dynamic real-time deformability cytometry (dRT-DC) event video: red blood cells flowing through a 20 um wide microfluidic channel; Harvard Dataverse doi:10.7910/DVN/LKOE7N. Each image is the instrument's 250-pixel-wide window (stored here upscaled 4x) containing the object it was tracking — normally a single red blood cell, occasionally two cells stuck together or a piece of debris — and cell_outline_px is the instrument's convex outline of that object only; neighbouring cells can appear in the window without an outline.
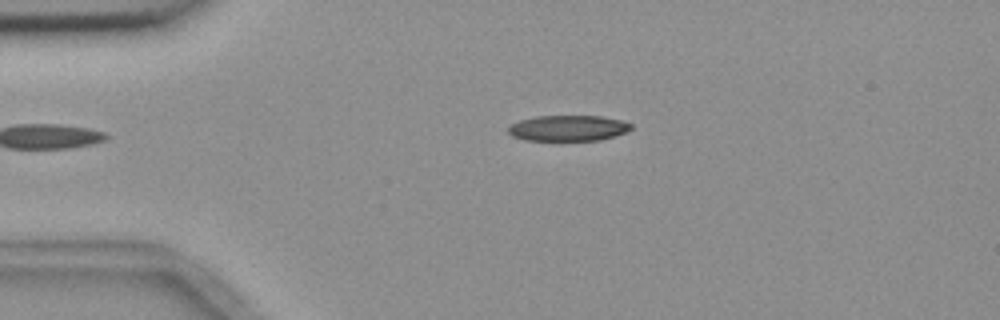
{"species": "common noctule bat (a hibernating species)", "species_latin": "Nyctalus noctula", "temperature_condition": "room temperature", "stored_images_in_passage": 2, "camera_frame_rate_fps": 3000, "um_per_image_px": 0.085, "animal": {"sex": "female", "body_mass_g": 18.4}, "frame": {"image": 1, "passage_image": 2, "time_ms": 1.0, "image_size_px": [1000, 320], "cell_outline_px": [[632, 128], [628, 132], [616, 136], [600, 140], [524, 140], [512, 136], [508, 132], [508, 128], [512, 124], [520, 120], [536, 116], [600, 116], [620, 120], [632, 124]], "centroid_in_image_um": [48.31, 10.89], "position_along_channel_um": 36.7, "area_um2": 18.44}}